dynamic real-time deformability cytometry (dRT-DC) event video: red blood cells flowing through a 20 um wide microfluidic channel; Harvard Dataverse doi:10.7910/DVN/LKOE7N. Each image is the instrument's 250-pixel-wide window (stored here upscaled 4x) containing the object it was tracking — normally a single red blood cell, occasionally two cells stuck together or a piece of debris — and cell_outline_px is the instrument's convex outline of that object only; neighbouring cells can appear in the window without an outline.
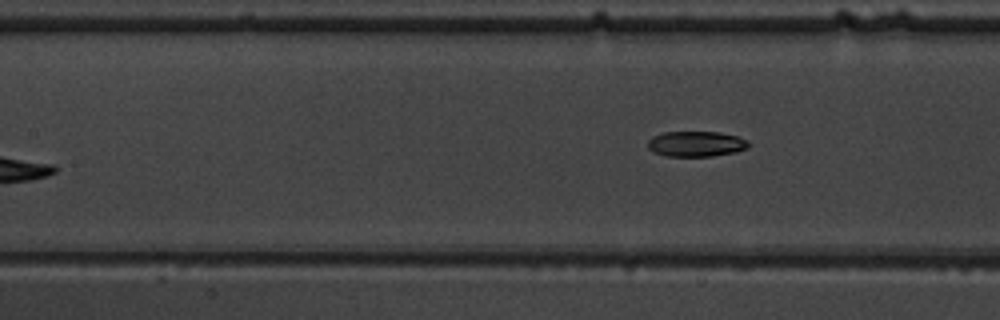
{"species": "common noctule bat (a hibernating species)", "species_latin": "Nyctalus noctula", "temperature_condition": "warm", "stored_images_in_passage": 6, "camera_frame_rate_fps": 3000, "um_per_image_px": 0.085, "animal": {"sex": "male", "body_mass_g": 19.5, "forearm_length_mm": 54.6}, "frame": {"image": 1, "passage_image": 6, "time_ms": 6.0, "image_size_px": [1000, 320], "cell_outline_px": [[748, 148], [736, 152], [712, 156], [664, 156], [652, 152], [648, 148], [648, 140], [652, 136], [664, 132], [720, 132], [740, 136], [748, 140]], "centroid_in_image_um": [59.17, 12.23], "position_along_channel_um": 148.2, "area_um2": 15.14}}